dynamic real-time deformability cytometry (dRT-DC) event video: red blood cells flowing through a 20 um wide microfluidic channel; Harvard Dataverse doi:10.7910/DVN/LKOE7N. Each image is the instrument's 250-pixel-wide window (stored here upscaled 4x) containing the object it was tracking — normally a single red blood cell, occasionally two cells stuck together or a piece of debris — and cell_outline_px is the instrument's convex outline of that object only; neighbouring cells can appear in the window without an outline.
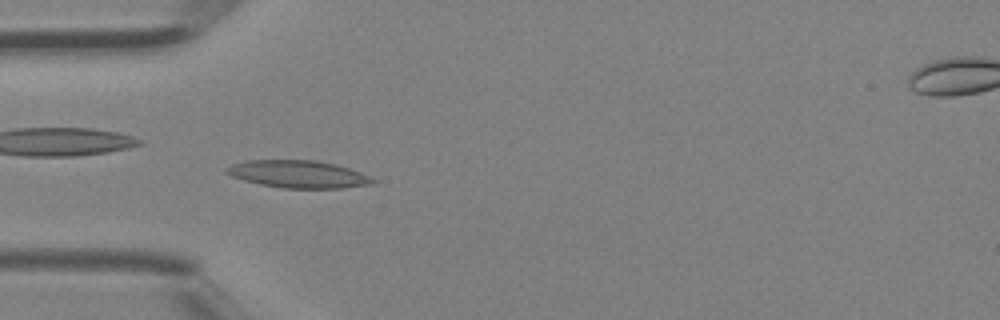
{"species": "Egyptian fruit bat (a non-hibernating species)", "species_latin": "Rousettus aegyptiacus", "temperature_condition": "room temperature", "stored_images_in_passage": 33, "camera_frame_rate_fps": 3000, "um_per_image_px": 0.085, "animal": {"sex": "female"}, "frame": {"image": 1, "passage_image": 4, "time_ms": 1.0, "image_size_px": [1000, 320], "cell_outline_px": [[376, 184], [340, 188], [284, 188], [260, 184], [244, 180], [232, 176], [224, 172], [224, 168], [232, 164], [244, 160], [316, 160], [336, 164], [360, 172], [376, 180]], "centroid_in_image_um": [25.34, 14.8], "position_along_channel_um": 59.7, "area_um2": 23.47}}
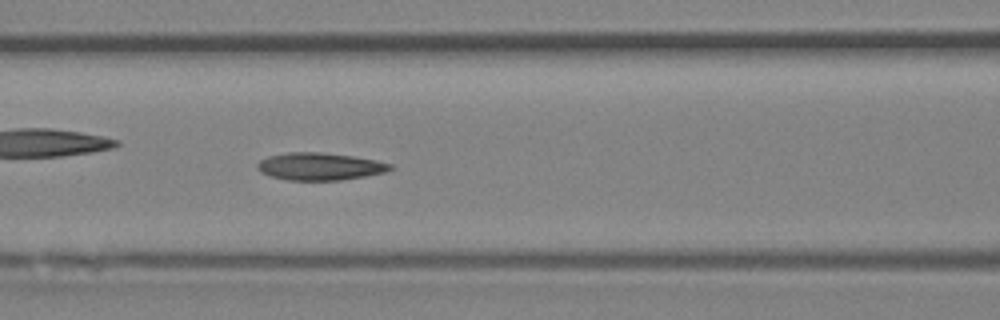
{"frame": {"image": 2, "passage_image": 9, "time_ms": 2.667, "image_size_px": [1000, 320], "cell_outline_px": [[396, 168], [388, 172], [340, 180], [288, 180], [272, 176], [260, 172], [256, 168], [256, 164], [260, 160], [268, 156], [288, 152], [320, 152], [352, 156], [376, 160], [392, 164]], "centroid_in_image_um": [27.21, 14.14], "position_along_channel_um": 139.4, "area_um2": 21.33}}
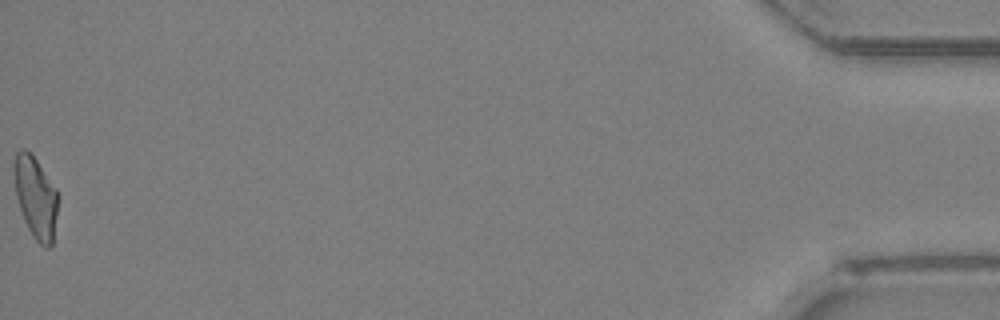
{"frame": {"image": 3, "passage_image": 33, "time_ms": 10.667, "image_size_px": [1000, 320], "cell_outline_px": [[56, 212], [52, 244], [48, 248], [44, 248], [36, 240], [28, 228], [24, 220], [16, 196], [12, 172], [12, 164], [16, 152], [20, 148], [24, 148], [36, 160], [56, 188]], "centroid_in_image_um": [2.97, 16.73], "position_along_channel_um": 432.2, "area_um2": 20.63}}